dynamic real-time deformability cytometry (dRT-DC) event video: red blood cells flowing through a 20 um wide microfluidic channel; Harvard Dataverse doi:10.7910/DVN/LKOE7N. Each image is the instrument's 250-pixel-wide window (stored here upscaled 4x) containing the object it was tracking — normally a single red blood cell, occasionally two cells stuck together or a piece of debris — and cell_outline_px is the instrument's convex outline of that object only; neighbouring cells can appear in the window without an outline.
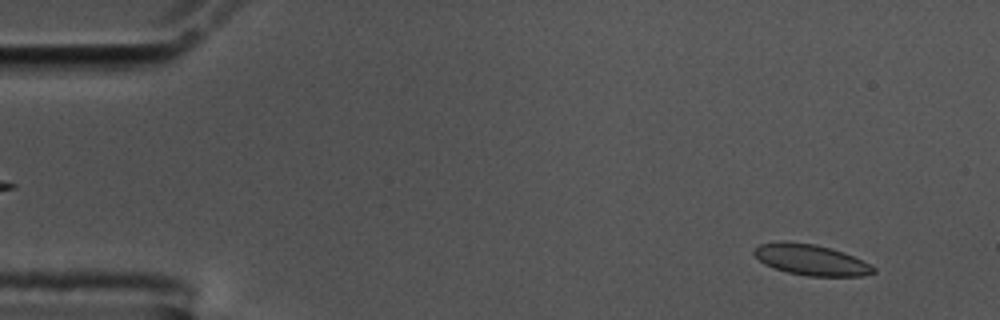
{"species": "common noctule bat (a hibernating species)", "species_latin": "Nyctalus noctula", "temperature_condition": "cold", "stored_images_in_passage": 57, "segment_of_instrument_passage": [1, 2], "camera_frame_rate_fps": 3000, "um_per_image_px": 0.085, "animal": {"sex": "male", "body_mass_g": 17.5, "forearm_length_mm": 52.3}, "frame": {"image": 1, "passage_image": 4, "time_ms": 1.0, "image_size_px": [1000, 320], "cell_outline_px": [[876, 272], [864, 276], [808, 276], [788, 272], [764, 264], [752, 252], [760, 244], [784, 240], [816, 244], [844, 252], [876, 268]], "centroid_in_image_um": [68.93, 22.07], "position_along_channel_um": 16.1, "area_um2": 21.33}}
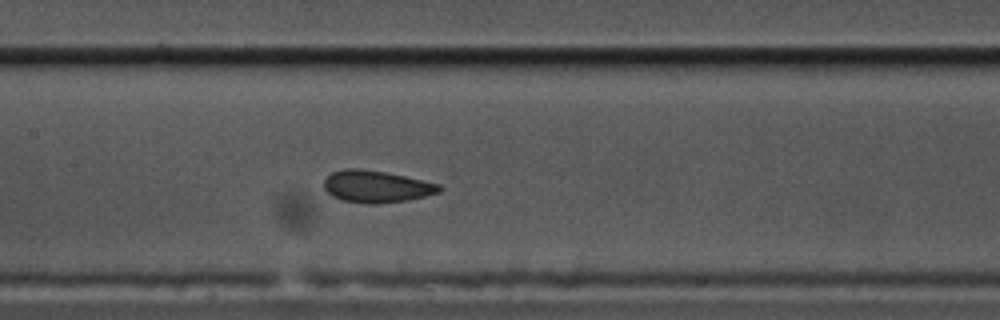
{"frame": {"image": 2, "passage_image": 26, "time_ms": 8.333, "image_size_px": [1000, 320], "cell_outline_px": [[444, 188], [440, 192], [424, 196], [404, 200], [376, 204], [364, 204], [340, 200], [332, 196], [324, 188], [324, 180], [332, 172], [344, 168], [356, 168], [384, 172], [404, 176], [440, 184]], "centroid_in_image_um": [31.97, 15.86], "position_along_channel_um": 175.4, "area_um2": 21.44}}
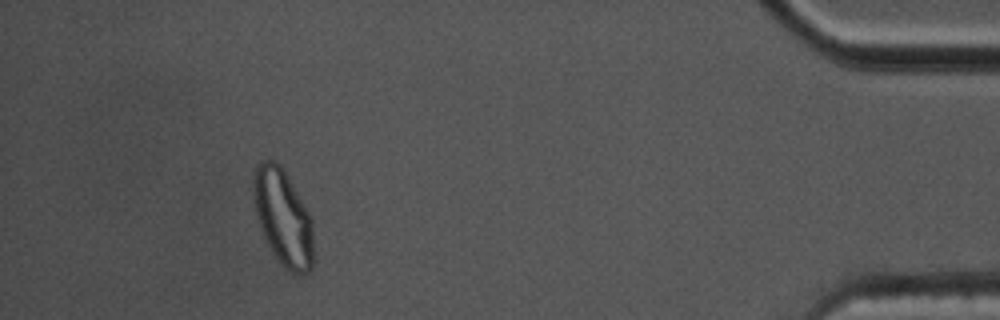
{"frame": {"image": 3, "passage_image": 51, "time_ms": 16.667, "image_size_px": [1000, 320], "cell_outline_px": [[312, 268], [308, 272], [292, 272], [276, 256], [268, 244], [260, 228], [256, 216], [252, 200], [252, 180], [256, 168], [260, 160], [272, 160], [280, 164], [308, 212], [312, 220]], "centroid_in_image_um": [24.01, 18.42], "position_along_channel_um": 411.2, "area_um2": 33.0}}